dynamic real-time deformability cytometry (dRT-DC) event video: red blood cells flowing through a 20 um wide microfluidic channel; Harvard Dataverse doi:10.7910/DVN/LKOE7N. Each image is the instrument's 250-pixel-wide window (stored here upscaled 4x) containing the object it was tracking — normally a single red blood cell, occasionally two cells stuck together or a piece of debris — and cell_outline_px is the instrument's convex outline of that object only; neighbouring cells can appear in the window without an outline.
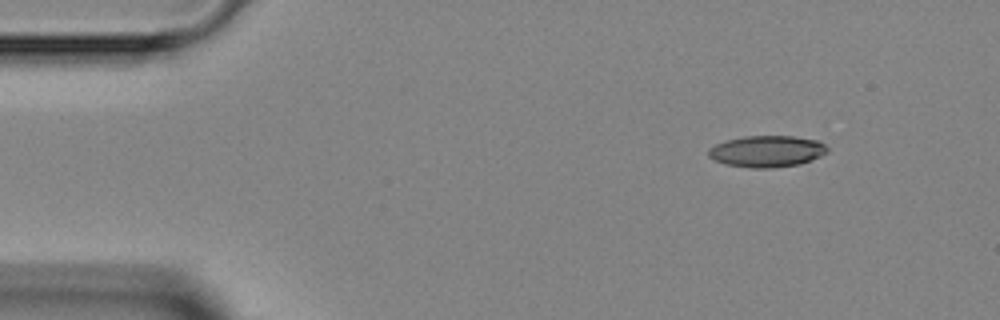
{"species": "Egyptian fruit bat (a non-hibernating species)", "species_latin": "Rousettus aegyptiacus", "temperature_condition": "room temperature", "stored_images_in_passage": 3, "camera_frame_rate_fps": 3000, "um_per_image_px": 0.085, "animal": {"sex": "female"}, "frame": {"image": 1, "passage_image": 1, "time_ms": 0.0, "image_size_px": [1000, 320], "cell_outline_px": [[828, 152], [820, 156], [800, 164], [772, 168], [752, 168], [724, 164], [712, 160], [708, 156], [708, 148], [724, 140], [744, 136], [792, 136], [816, 140], [824, 144], [828, 148]], "centroid_in_image_um": [65.14, 12.86], "position_along_channel_um": 19.9, "area_um2": 21.96}}